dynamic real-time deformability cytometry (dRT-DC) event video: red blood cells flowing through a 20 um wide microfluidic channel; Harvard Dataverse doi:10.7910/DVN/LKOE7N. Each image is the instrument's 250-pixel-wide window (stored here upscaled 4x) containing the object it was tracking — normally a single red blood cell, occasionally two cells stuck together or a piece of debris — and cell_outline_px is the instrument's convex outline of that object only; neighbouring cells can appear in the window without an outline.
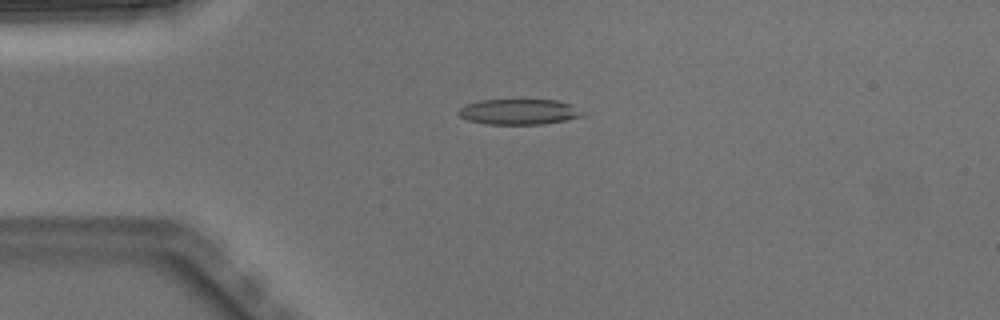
{"species": "Egyptian fruit bat (a non-hibernating species)", "species_latin": "Rousettus aegyptiacus", "temperature_condition": "warm", "stored_images_in_passage": 6, "camera_frame_rate_fps": 3000, "um_per_image_px": 0.085, "animal": {"sex": "male"}, "frame": {"image": 1, "passage_image": 4, "time_ms": 1.0, "image_size_px": [1000, 320], "cell_outline_px": [[588, 112], [584, 116], [544, 124], [488, 124], [468, 120], [460, 116], [456, 112], [464, 104], [480, 100], [556, 100], [568, 104]], "centroid_in_image_um": [44.12, 9.5], "position_along_channel_um": 40.9, "area_um2": 18.5}}